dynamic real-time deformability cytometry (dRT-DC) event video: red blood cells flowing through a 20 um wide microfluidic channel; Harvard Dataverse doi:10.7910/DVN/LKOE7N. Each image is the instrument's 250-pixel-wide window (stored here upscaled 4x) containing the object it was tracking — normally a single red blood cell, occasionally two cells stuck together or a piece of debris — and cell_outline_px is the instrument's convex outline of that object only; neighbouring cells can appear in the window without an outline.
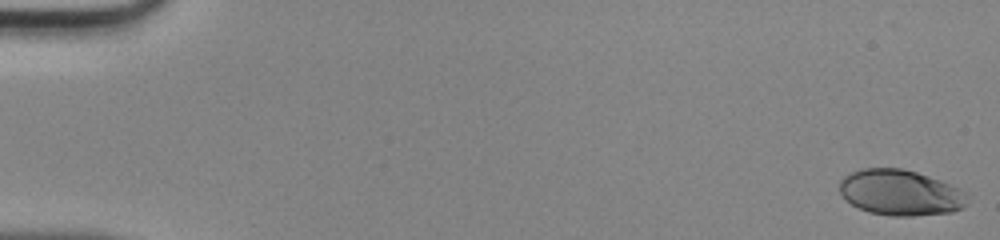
{"species": "human", "species_latin": "Homo sapiens", "temperature_condition": "room temperature", "stored_images_in_passage": 49, "segment_of_instrument_passage": [1, 2], "camera_frame_rate_fps": 3000, "um_per_image_px": 0.085, "donor": {"sex": "male"}, "frame": {"image": 1, "passage_image": 1, "time_ms": 0.0, "image_size_px": [1000, 240], "cell_outline_px": [[968, 204], [964, 208], [952, 212], [912, 216], [892, 216], [868, 212], [852, 204], [840, 192], [840, 180], [844, 176], [860, 168], [900, 168], [916, 172], [940, 180], [960, 188], [968, 192]], "centroid_in_image_um": [76.59, 16.38], "position_along_channel_um": 8.4, "area_um2": 34.22}}
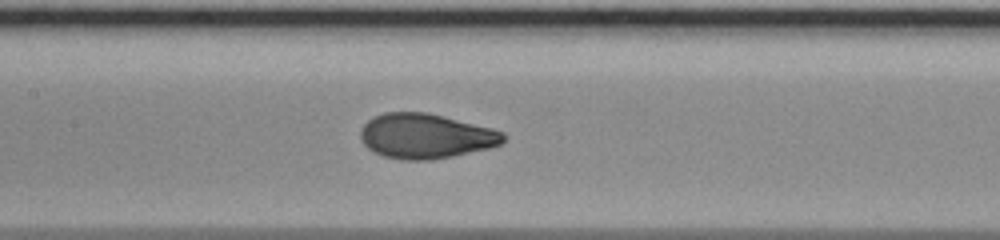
{"frame": {"image": 2, "passage_image": 24, "time_ms": 7.667, "image_size_px": [1000, 240], "cell_outline_px": [[508, 136], [500, 144], [488, 148], [452, 156], [432, 160], [400, 160], [384, 156], [368, 148], [360, 140], [360, 128], [368, 120], [384, 112], [428, 112], [492, 128], [504, 132]], "centroid_in_image_um": [36.18, 11.56], "position_along_channel_um": 171.2, "area_um2": 37.45}}
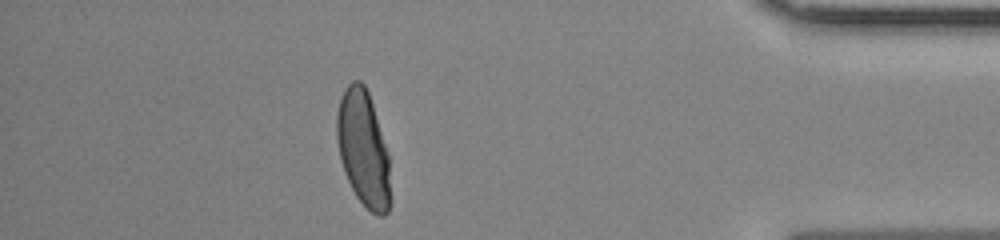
{"frame": {"image": 3, "passage_image": 43, "time_ms": 14.0, "image_size_px": [1000, 240], "cell_outline_px": [[392, 200], [388, 212], [384, 216], [376, 216], [356, 196], [344, 172], [340, 160], [336, 140], [336, 112], [344, 88], [352, 80], [360, 80], [364, 84], [368, 92], [372, 104], [388, 156]], "centroid_in_image_um": [30.87, 12.66], "position_along_channel_um": 404.3, "area_um2": 36.3}}